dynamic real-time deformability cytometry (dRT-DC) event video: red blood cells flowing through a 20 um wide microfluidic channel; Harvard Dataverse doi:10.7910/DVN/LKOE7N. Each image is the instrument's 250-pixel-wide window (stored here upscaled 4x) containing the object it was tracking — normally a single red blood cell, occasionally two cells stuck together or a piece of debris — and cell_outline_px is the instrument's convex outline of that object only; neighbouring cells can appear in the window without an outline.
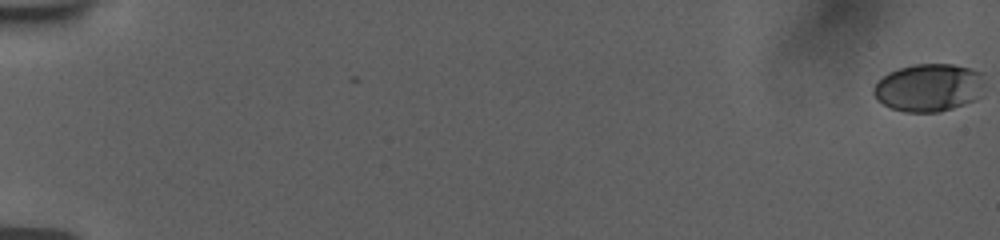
{"species": "human", "species_latin": "Homo sapiens", "temperature_condition": "room temperature", "stored_images_in_passage": 57, "camera_frame_rate_fps": 3000, "um_per_image_px": 0.085, "donor": {"sex": "female"}, "frame": {"image": 1, "passage_image": 1, "time_ms": 0.0, "image_size_px": [1000, 240], "cell_outline_px": [[984, 96], [976, 100], [940, 112], [904, 112], [892, 108], [876, 100], [872, 92], [872, 88], [888, 72], [900, 68], [916, 64], [952, 64], [984, 72]], "centroid_in_image_um": [79.01, 7.45], "position_along_channel_um": 6.0, "area_um2": 31.39}}
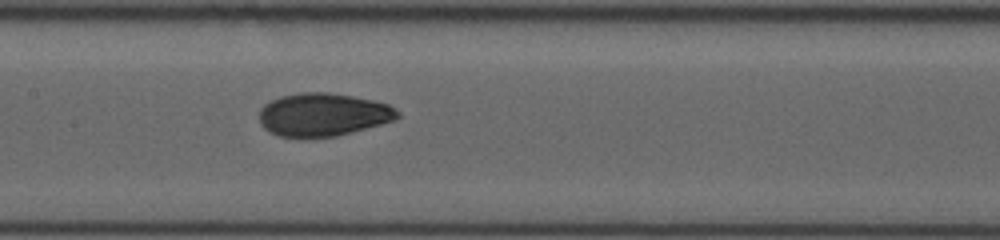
{"frame": {"image": 2, "passage_image": 31, "time_ms": 10.0, "image_size_px": [1000, 240], "cell_outline_px": [[400, 116], [396, 120], [336, 136], [300, 140], [280, 136], [268, 132], [260, 124], [260, 108], [264, 104], [280, 96], [300, 92], [328, 92], [352, 96], [372, 100], [388, 104], [396, 108], [400, 112]], "centroid_in_image_um": [27.43, 9.77], "position_along_channel_um": 180.0, "area_um2": 35.37}}
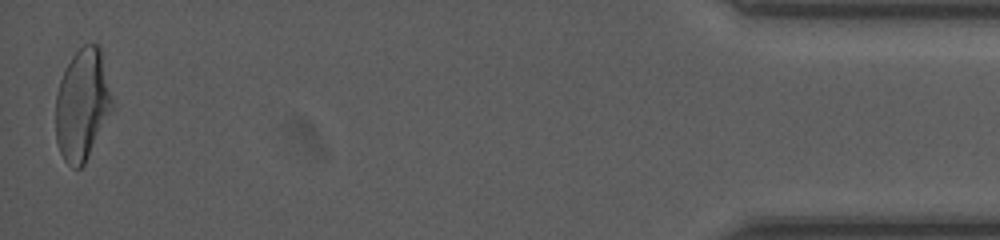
{"frame": {"image": 3, "passage_image": 57, "time_ms": 18.667, "image_size_px": [1000, 240], "cell_outline_px": [[116, 108], [84, 164], [80, 168], [72, 168], [64, 160], [60, 152], [56, 140], [56, 96], [60, 80], [72, 56], [84, 44], [100, 44]], "centroid_in_image_um": [7.05, 8.91], "position_along_channel_um": 428.1, "area_um2": 37.51}, "authors_computed_cell_mechanics": {"area_um2": 33.9864, "velocity_mm_per_s": 3.7875, "shape_relaxation_time_tau1_ms": 5.3873, "shape_relaxation_time_tau2_ms": 1.1293, "deformation_change_tau1": 0.1826, "deformation_change_tau2": 0.0558}}